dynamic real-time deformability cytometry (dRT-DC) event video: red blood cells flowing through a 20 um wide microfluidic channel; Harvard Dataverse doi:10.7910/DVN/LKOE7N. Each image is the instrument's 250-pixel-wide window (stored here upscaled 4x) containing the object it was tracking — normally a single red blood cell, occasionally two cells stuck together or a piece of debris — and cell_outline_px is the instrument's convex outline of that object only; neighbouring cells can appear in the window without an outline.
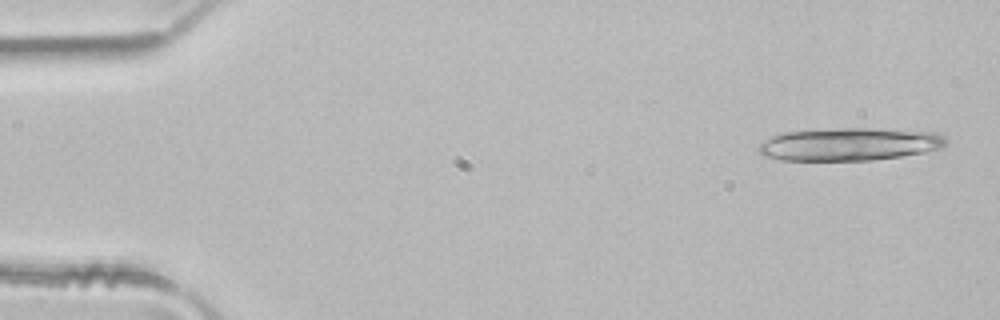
{"species": "common noctule bat (a hibernating species)", "species_latin": "Nyctalus noctula", "temperature_condition": "room temperature", "stored_images_in_passage": 5, "segment_of_instrument_passage": [1, 3], "camera_frame_rate_fps": 3000, "um_per_image_px": 0.085, "animal": {"sex": "male", "body_mass_g": 21.5, "forearm_length_mm": 52.0}, "frame": {"image": 1, "passage_image": 1, "time_ms": 0.0, "image_size_px": [1000, 320], "cell_outline_px": [[948, 144], [944, 148], [924, 152], [900, 156], [872, 160], [780, 160], [764, 156], [756, 148], [760, 144], [772, 136], [784, 132], [840, 128], [872, 128], [940, 132], [948, 140]], "centroid_in_image_um": [72.27, 12.25], "position_along_channel_um": 12.7, "area_um2": 36.07}}